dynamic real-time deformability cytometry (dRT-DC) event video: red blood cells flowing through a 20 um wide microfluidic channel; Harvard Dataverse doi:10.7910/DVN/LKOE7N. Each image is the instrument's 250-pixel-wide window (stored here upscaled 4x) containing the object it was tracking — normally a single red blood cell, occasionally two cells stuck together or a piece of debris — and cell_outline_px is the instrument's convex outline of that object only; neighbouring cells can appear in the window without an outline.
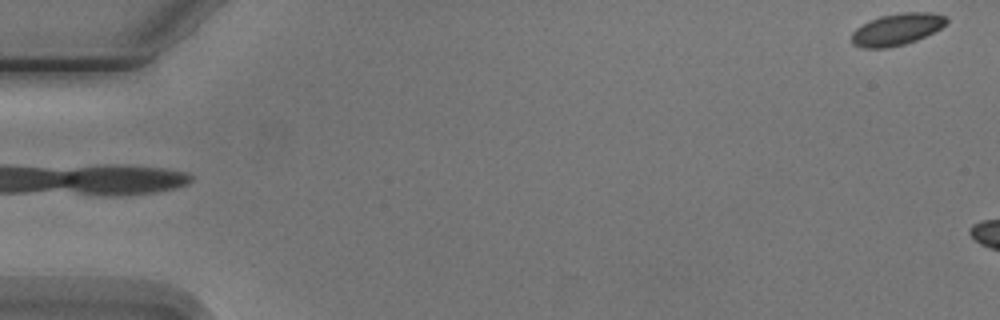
{"species": "Egyptian fruit bat (a non-hibernating species)", "species_latin": "Rousettus aegyptiacus", "temperature_condition": "cold", "stored_images_in_passage": 5, "camera_frame_rate_fps": 3000, "um_per_image_px": 0.085, "animal": {"sex": "male"}, "frame": {"image": 1, "passage_image": 5, "time_ms": 4.667, "image_size_px": [1000, 320], "cell_outline_px": [[948, 20], [940, 28], [916, 40], [904, 44], [888, 48], [864, 48], [852, 44], [852, 32], [856, 28], [880, 16], [900, 12], [932, 12], [944, 16]], "centroid_in_image_um": [76.21, 2.49], "position_along_channel_um": 8.8, "area_um2": 17.34}}